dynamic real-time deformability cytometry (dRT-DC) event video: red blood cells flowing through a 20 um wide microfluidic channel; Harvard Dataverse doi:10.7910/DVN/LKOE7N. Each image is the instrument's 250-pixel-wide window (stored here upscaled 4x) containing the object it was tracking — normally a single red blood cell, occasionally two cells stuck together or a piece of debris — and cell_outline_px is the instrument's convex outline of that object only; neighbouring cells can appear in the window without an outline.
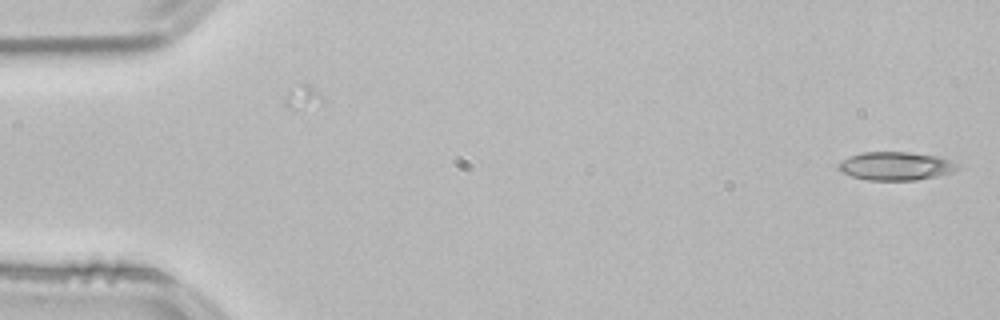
{"species": "common noctule bat (a hibernating species)", "species_latin": "Nyctalus noctula", "temperature_condition": "room temperature", "stored_images_in_passage": 52, "camera_frame_rate_fps": 3000, "um_per_image_px": 0.085, "animal": {"sex": "male", "body_mass_g": 21.5, "forearm_length_mm": 52.0}, "frame": {"image": 1, "passage_image": 1, "time_ms": 0.0, "image_size_px": [1000, 320], "cell_outline_px": [[960, 168], [952, 172], [936, 176], [916, 180], [868, 180], [852, 176], [836, 168], [844, 160], [860, 152], [908, 152], [940, 156], [956, 164]], "centroid_in_image_um": [76.16, 14.11], "position_along_channel_um": 8.8, "area_um2": 19.42}}
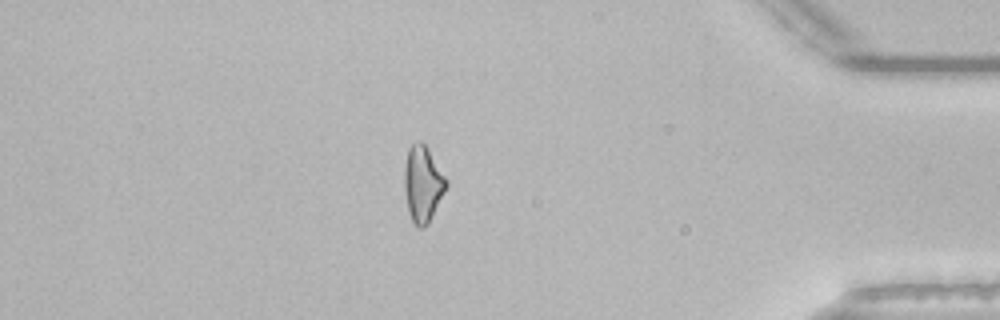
{"frame": {"image": 2, "passage_image": 45, "time_ms": 14.667, "image_size_px": [1000, 320], "cell_outline_px": [[448, 184], [428, 224], [424, 228], [416, 228], [408, 212], [404, 188], [404, 164], [408, 148], [412, 144], [420, 140], [424, 144], [448, 180]], "centroid_in_image_um": [35.91, 15.65], "position_along_channel_um": 399.3, "area_um2": 18.55}}
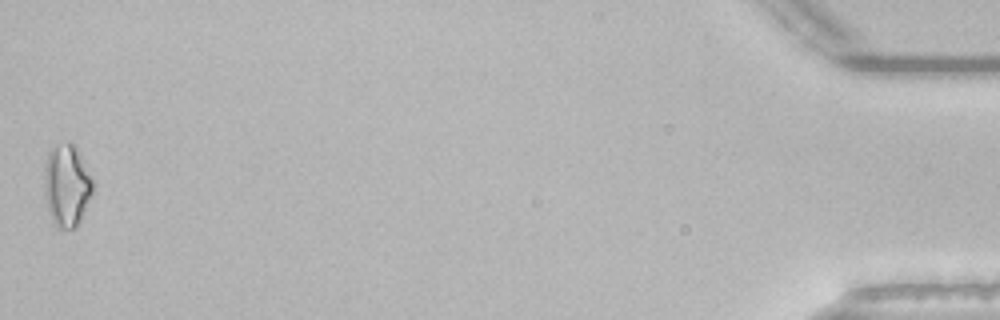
{"frame": {"image": 3, "passage_image": 52, "time_ms": 17.0, "image_size_px": [1000, 320], "cell_outline_px": [[96, 184], [76, 228], [60, 228], [52, 220], [48, 208], [44, 192], [44, 168], [48, 152], [56, 144], [68, 140], [72, 140], [92, 176]], "centroid_in_image_um": [5.68, 15.69], "position_along_channel_um": 429.5, "area_um2": 23.47}, "authors_computed_cell_mechanics": {"area_um2": 18.8428, "velocity_mm_per_s": 3.8584, "shape_relaxation_time_tau1_ms": null, "shape_relaxation_time_tau2_ms": 7.1232, "deformation_change_tau1": null, "deformation_change_tau2": 0.2068}}